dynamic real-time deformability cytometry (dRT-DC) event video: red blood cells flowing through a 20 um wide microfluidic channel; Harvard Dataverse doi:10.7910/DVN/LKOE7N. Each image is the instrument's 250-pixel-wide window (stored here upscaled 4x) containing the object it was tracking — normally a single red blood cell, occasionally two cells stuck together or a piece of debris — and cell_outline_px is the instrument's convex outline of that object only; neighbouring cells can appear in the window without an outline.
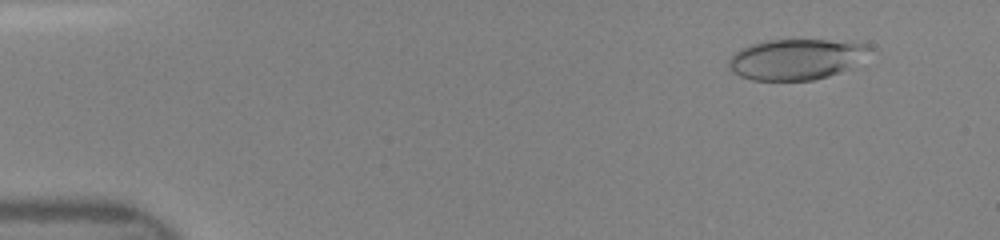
{"species": "human", "species_latin": "Homo sapiens", "temperature_condition": "room temperature", "stored_images_in_passage": 48, "camera_frame_rate_fps": 3000, "um_per_image_px": 0.085, "donor": {"sex": "female"}, "frame": {"image": 1, "passage_image": 5, "time_ms": 1.333, "image_size_px": [1000, 240], "cell_outline_px": [[876, 48], [848, 68], [840, 72], [828, 76], [812, 80], [752, 80], [740, 76], [732, 72], [728, 68], [728, 60], [740, 48], [752, 44], [772, 40], [848, 40], [868, 44]], "centroid_in_image_um": [67.7, 5.02], "position_along_channel_um": 17.3, "area_um2": 33.52}}
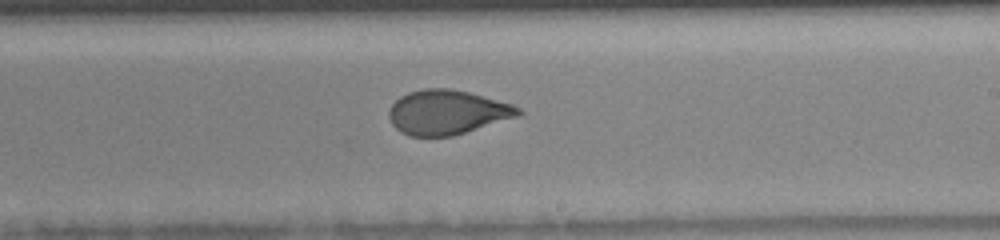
{"frame": {"image": 2, "passage_image": 29, "time_ms": 9.333, "image_size_px": [1000, 240], "cell_outline_px": [[524, 112], [520, 116], [452, 136], [408, 136], [400, 132], [392, 124], [388, 116], [388, 112], [392, 104], [400, 96], [408, 92], [424, 88], [448, 88], [468, 92], [512, 104], [520, 108]], "centroid_in_image_um": [38.0, 9.54], "position_along_channel_um": 251.0, "area_um2": 33.58}}
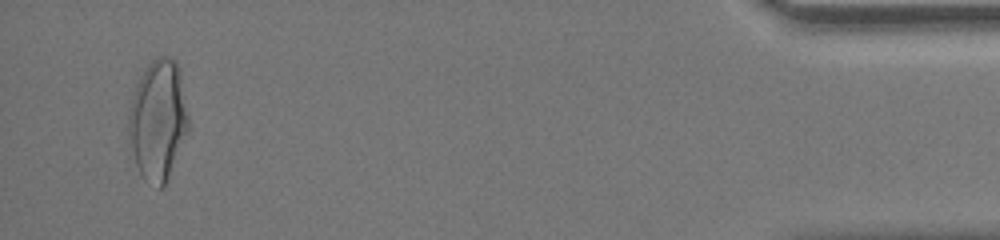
{"frame": {"image": 3, "passage_image": 46, "time_ms": 15.0, "image_size_px": [1000, 240], "cell_outline_px": [[188, 132], [168, 180], [160, 188], [144, 180], [136, 164], [128, 132], [128, 112], [136, 84], [140, 76], [148, 64], [156, 56], [164, 56], [176, 60], [180, 68], [188, 112]], "centroid_in_image_um": [13.45, 10.18], "position_along_channel_um": 421.8, "area_um2": 42.14}}